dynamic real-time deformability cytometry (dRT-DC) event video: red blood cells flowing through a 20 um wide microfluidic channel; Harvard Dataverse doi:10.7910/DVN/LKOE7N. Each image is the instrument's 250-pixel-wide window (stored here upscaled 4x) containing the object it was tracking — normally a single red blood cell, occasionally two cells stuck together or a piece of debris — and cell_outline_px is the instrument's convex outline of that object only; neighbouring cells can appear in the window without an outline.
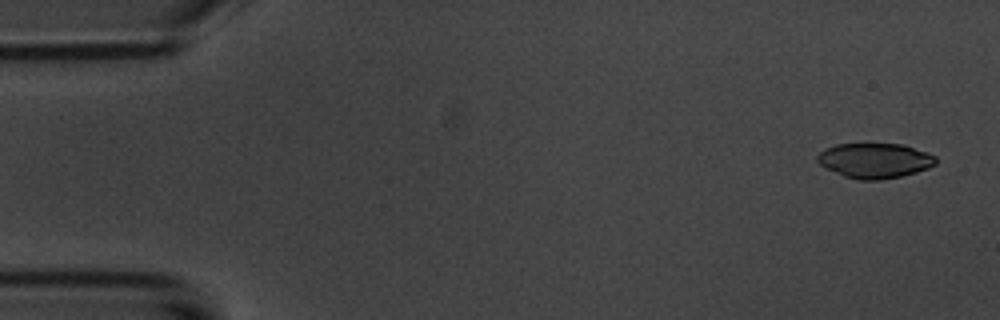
{"species": "common noctule bat (a hibernating species)", "species_latin": "Nyctalus noctula", "temperature_condition": "room temperature", "stored_images_in_passage": 5, "camera_frame_rate_fps": 3000, "um_per_image_px": 0.085, "animal": {"sex": "male", "body_mass_g": 20.1, "forearm_length_mm": 53.5}, "frame": {"image": 1, "passage_image": 1, "time_ms": 0.0, "image_size_px": [1000, 320], "cell_outline_px": [[936, 164], [928, 168], [916, 172], [900, 176], [880, 180], [860, 180], [844, 176], [820, 164], [816, 160], [816, 156], [820, 152], [836, 144], [900, 144], [928, 152], [936, 156]], "centroid_in_image_um": [74.38, 13.65], "position_along_channel_um": 10.6, "area_um2": 23.93}}
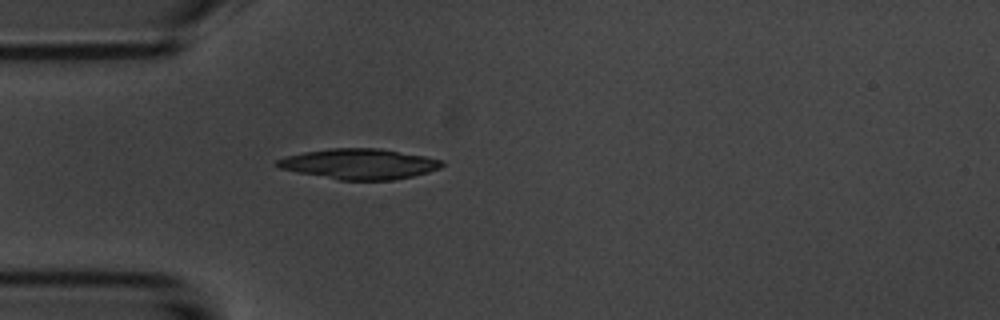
{"frame": {"image": 2, "passage_image": 4, "time_ms": 4.333, "image_size_px": [1000, 320], "cell_outline_px": [[444, 164], [440, 168], [428, 172], [412, 176], [392, 180], [340, 180], [280, 168], [272, 164], [276, 160], [284, 156], [304, 152], [332, 148], [380, 148], [424, 156], [444, 160]], "centroid_in_image_um": [30.54, 13.93], "position_along_channel_um": 54.5, "area_um2": 29.13}}